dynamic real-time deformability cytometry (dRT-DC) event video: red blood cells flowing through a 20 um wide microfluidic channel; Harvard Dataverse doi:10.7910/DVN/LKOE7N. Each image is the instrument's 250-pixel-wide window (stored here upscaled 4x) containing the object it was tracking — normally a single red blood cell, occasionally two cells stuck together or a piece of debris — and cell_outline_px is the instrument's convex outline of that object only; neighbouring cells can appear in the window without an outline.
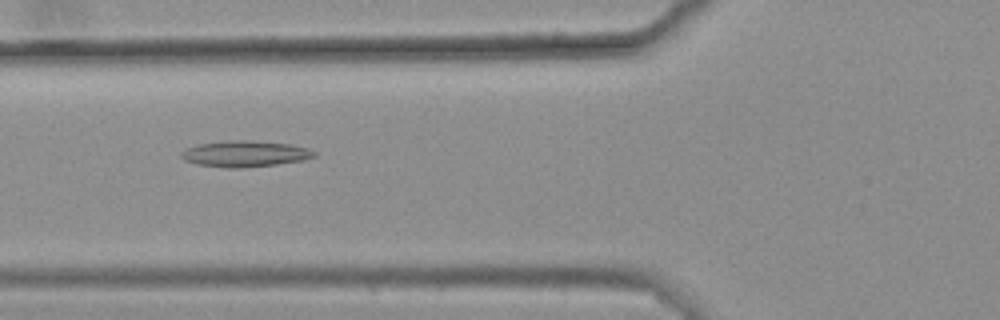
{"species": "common noctule bat (a hibernating species)", "species_latin": "Nyctalus noctula", "temperature_condition": "warm", "stored_images_in_passage": 39, "camera_frame_rate_fps": 3000, "um_per_image_px": 0.085, "animal": {"sex": "female", "body_mass_g": 25.1}, "frame": {"image": 1, "passage_image": 10, "time_ms": 3.0, "image_size_px": [1000, 320], "cell_outline_px": [[316, 156], [304, 160], [276, 164], [236, 168], [228, 168], [196, 164], [184, 160], [180, 156], [180, 152], [188, 148], [200, 144], [232, 140], [252, 140], [292, 144], [308, 148], [316, 152]], "centroid_in_image_um": [20.85, 13.07], "position_along_channel_um": 105.0, "area_um2": 20.17}}
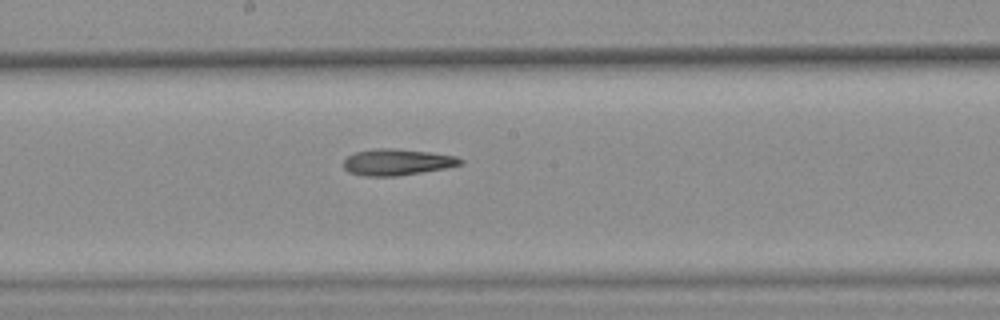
{"frame": {"image": 2, "passage_image": 19, "time_ms": 6.0, "image_size_px": [1000, 320], "cell_outline_px": [[464, 164], [444, 168], [396, 176], [364, 176], [348, 172], [344, 168], [344, 160], [348, 156], [356, 152], [372, 148], [396, 148], [432, 152], [456, 156], [464, 160]], "centroid_in_image_um": [33.76, 13.76], "position_along_channel_um": 214.4, "area_um2": 18.03}}
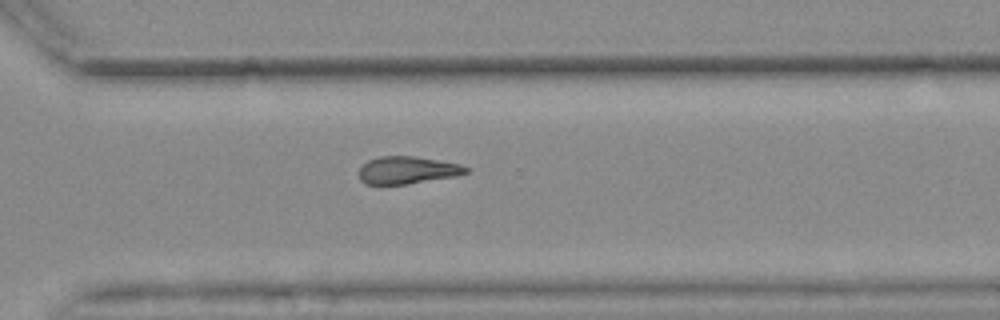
{"frame": {"image": 3, "passage_image": 29, "time_ms": 9.333, "image_size_px": [1000, 320], "cell_outline_px": [[468, 172], [456, 176], [408, 184], [364, 184], [360, 180], [360, 168], [368, 160], [380, 156], [412, 156], [460, 164], [468, 168]], "centroid_in_image_um": [34.61, 14.47], "position_along_channel_um": 336.0, "area_um2": 16.94}}